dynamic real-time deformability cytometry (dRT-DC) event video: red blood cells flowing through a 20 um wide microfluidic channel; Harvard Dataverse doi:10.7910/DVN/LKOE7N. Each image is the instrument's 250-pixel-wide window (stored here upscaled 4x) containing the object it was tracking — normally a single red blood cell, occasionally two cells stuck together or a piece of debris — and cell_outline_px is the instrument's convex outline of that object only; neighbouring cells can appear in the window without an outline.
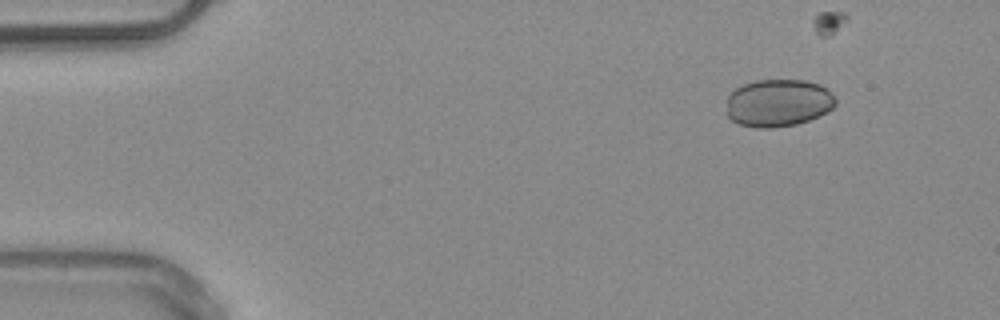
{"species": "common noctule bat (a hibernating species)", "species_latin": "Nyctalus noctula", "temperature_condition": "warm", "stored_images_in_passage": 20, "camera_frame_rate_fps": 3000, "um_per_image_px": 0.085, "animal": {"sex": "male", "body_mass_g": 20.4}, "frame": {"image": 1, "passage_image": 6, "time_ms": 1.667, "image_size_px": [1000, 320], "cell_outline_px": [[836, 104], [828, 112], [820, 116], [796, 124], [772, 128], [756, 128], [740, 124], [732, 120], [728, 116], [728, 96], [736, 88], [744, 84], [756, 80], [804, 80], [820, 84], [828, 88], [836, 100]], "centroid_in_image_um": [66.19, 8.75], "position_along_channel_um": 18.8, "area_um2": 30.29}}